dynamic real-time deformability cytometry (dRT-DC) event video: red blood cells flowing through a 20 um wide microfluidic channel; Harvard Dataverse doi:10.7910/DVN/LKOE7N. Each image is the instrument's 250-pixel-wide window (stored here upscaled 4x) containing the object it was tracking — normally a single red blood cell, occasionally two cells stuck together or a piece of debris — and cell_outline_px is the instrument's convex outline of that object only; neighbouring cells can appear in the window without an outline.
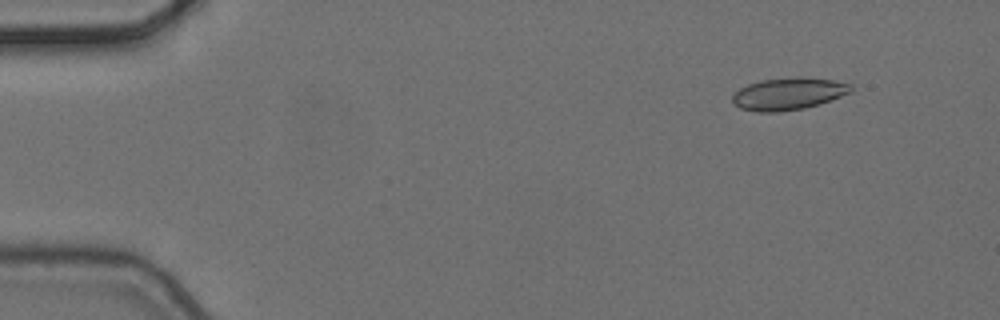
{"species": "common noctule bat (a hibernating species)", "species_latin": "Nyctalus noctula", "temperature_condition": "cold", "stored_images_in_passage": 5, "camera_frame_rate_fps": 3000, "um_per_image_px": 0.085, "animal": {"sex": "female", "body_mass_g": 24.6, "forearm_length_mm": 56.2}, "frame": {"image": 1, "passage_image": 1, "time_ms": 0.0, "image_size_px": [1000, 320], "cell_outline_px": [[852, 92], [820, 104], [804, 108], [780, 112], [756, 112], [740, 108], [732, 100], [732, 96], [740, 88], [748, 84], [760, 80], [796, 76], [800, 76], [832, 80], [852, 84]], "centroid_in_image_um": [67.03, 7.96], "position_along_channel_um": 18.0, "area_um2": 22.37}}
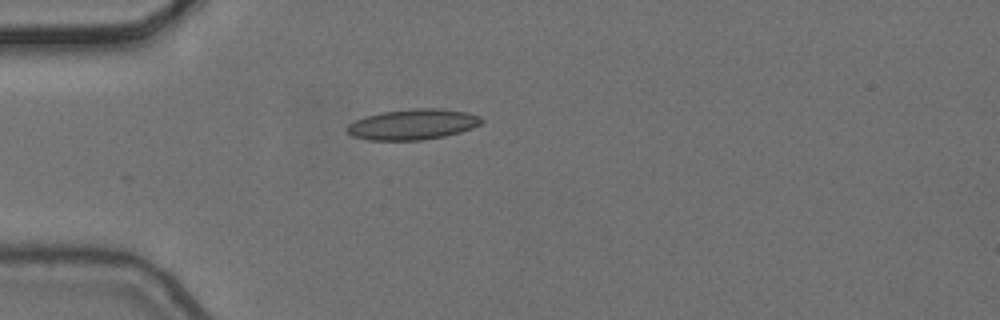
{"frame": {"image": 2, "passage_image": 4, "time_ms": 1.0, "image_size_px": [1000, 320], "cell_outline_px": [[484, 120], [480, 124], [472, 128], [460, 132], [444, 136], [424, 140], [368, 140], [352, 136], [348, 132], [348, 124], [364, 116], [380, 112], [416, 108], [440, 108], [468, 112], [480, 116]], "centroid_in_image_um": [35.1, 10.56], "position_along_channel_um": 49.9, "area_um2": 24.04}}